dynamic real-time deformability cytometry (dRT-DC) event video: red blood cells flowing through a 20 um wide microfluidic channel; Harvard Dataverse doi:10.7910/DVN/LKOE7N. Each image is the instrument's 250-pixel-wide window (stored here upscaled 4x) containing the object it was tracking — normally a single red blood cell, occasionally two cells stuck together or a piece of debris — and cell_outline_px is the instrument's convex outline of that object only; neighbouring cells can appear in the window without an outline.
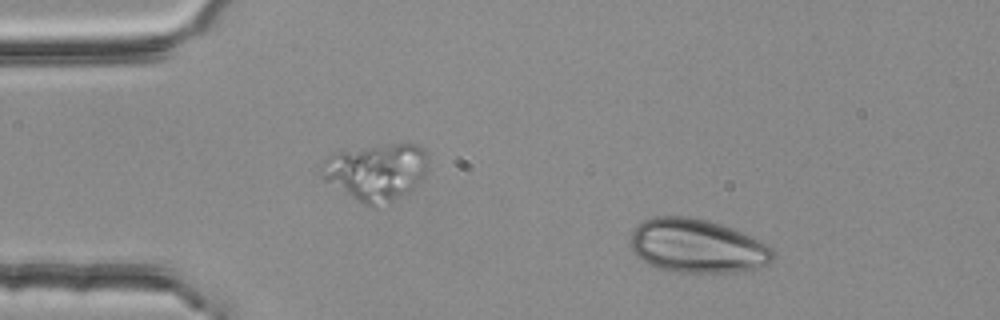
{"species": "common noctule bat (a hibernating species)", "species_latin": "Nyctalus noctula", "temperature_condition": "room temperature", "stored_images_in_passage": 2, "camera_frame_rate_fps": 3000, "um_per_image_px": 0.085, "animal": {"sex": "female", "body_mass_g": 25.1}, "frame": {"image": 1, "passage_image": 1, "time_ms": 0.0, "image_size_px": [1000, 320], "cell_outline_px": [[776, 260], [768, 264], [756, 268], [732, 272], [672, 272], [656, 268], [636, 256], [632, 252], [632, 232], [644, 220], [656, 216], [688, 216], [708, 220], [732, 228], [768, 244], [776, 252]], "centroid_in_image_um": [59.3, 20.92], "position_along_channel_um": 25.7, "area_um2": 44.85}}